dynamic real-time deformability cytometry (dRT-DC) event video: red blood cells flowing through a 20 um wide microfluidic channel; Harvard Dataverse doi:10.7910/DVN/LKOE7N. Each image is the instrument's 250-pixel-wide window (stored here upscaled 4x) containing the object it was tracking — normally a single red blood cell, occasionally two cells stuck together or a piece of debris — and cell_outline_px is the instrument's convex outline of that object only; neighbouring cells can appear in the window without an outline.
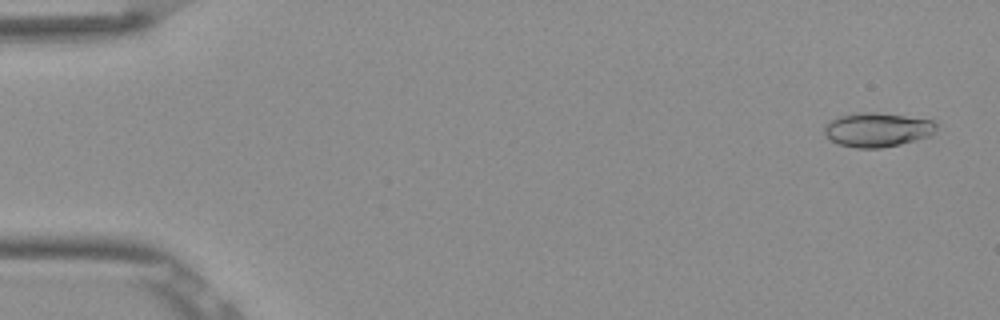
{"species": "Egyptian fruit bat (a non-hibernating species)", "species_latin": "Rousettus aegyptiacus", "temperature_condition": "room temperature", "stored_images_in_passage": 52, "camera_frame_rate_fps": 3000, "um_per_image_px": 0.085, "frame": {"image": 1, "passage_image": 2, "time_ms": 0.333, "image_size_px": [1000, 320], "cell_outline_px": [[936, 128], [928, 136], [916, 140], [900, 144], [880, 148], [856, 148], [840, 144], [828, 140], [824, 136], [824, 124], [828, 120], [836, 116], [856, 112], [876, 112], [932, 120], [936, 124]], "centroid_in_image_um": [74.47, 11.02], "position_along_channel_um": 10.5, "area_um2": 22.48}}
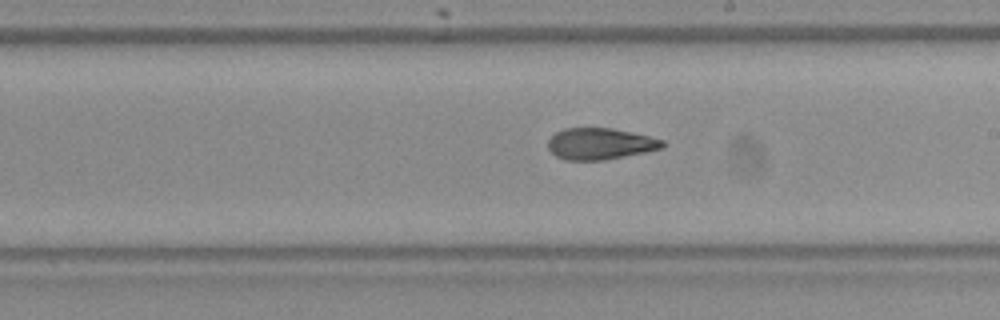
{"frame": {"image": 2, "passage_image": 30, "time_ms": 9.667, "image_size_px": [1000, 320], "cell_outline_px": [[668, 144], [664, 148], [648, 152], [604, 160], [564, 160], [556, 156], [548, 148], [548, 140], [556, 132], [564, 128], [612, 128], [648, 136], [664, 140]], "centroid_in_image_um": [51.05, 12.23], "position_along_channel_um": 237.9, "area_um2": 21.15}}
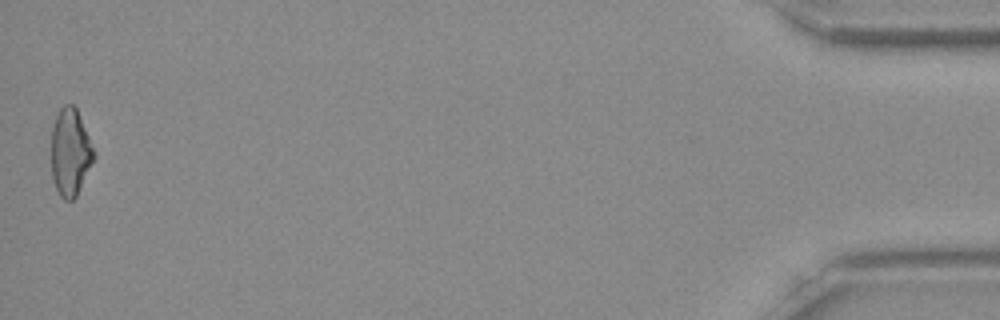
{"frame": {"image": 3, "passage_image": 52, "time_ms": 17.0, "image_size_px": [1000, 320], "cell_outline_px": [[96, 156], [76, 196], [72, 200], [64, 200], [60, 196], [52, 180], [52, 128], [56, 116], [60, 108], [64, 104], [72, 104], [76, 108], [96, 152]], "centroid_in_image_um": [5.98, 12.94], "position_along_channel_um": 429.2, "area_um2": 21.62}, "authors_computed_cell_mechanics": {"area_um2": 21.675, "velocity_mm_per_s": 3.8824, "shape_relaxation_time_tau1_ms": 7.6443, "shape_relaxation_time_tau2_ms": 2.8273, "deformation_change_tau1": 0.1921, "deformation_change_tau2": 0.0958}}